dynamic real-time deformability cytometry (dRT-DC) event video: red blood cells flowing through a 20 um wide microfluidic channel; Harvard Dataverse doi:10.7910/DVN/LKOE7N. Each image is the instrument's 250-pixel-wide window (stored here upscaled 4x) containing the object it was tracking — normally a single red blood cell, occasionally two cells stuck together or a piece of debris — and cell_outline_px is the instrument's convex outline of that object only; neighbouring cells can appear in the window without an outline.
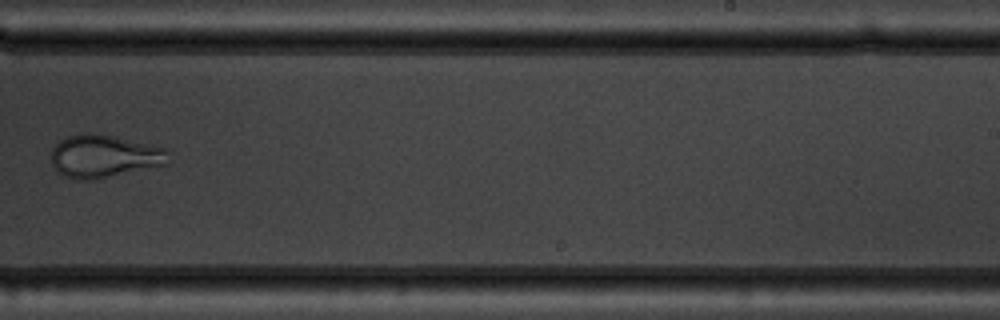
{"species": "common noctule bat (a hibernating species)", "species_latin": "Nyctalus noctula", "temperature_condition": "warm", "stored_images_in_passage": 8, "camera_frame_rate_fps": 3000, "um_per_image_px": 0.085, "animal": {"sex": "male", "body_mass_g": 19.5, "forearm_length_mm": 54.6}, "frame": {"image": 1, "passage_image": 8, "time_ms": 8.0, "image_size_px": [1000, 320], "cell_outline_px": [[168, 164], [96, 180], [76, 180], [64, 176], [56, 172], [52, 164], [52, 148], [60, 140], [68, 136], [80, 132], [96, 132], [168, 148]], "centroid_in_image_um": [8.84, 13.28], "position_along_channel_um": 280.2, "area_um2": 29.82}}